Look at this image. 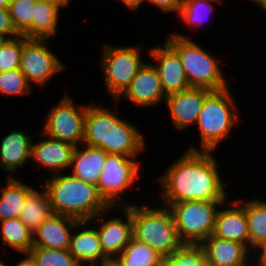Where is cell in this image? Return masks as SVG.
<instances>
[{
    "label": "cell",
    "instance_id": "cell-1",
    "mask_svg": "<svg viewBox=\"0 0 266 266\" xmlns=\"http://www.w3.org/2000/svg\"><path fill=\"white\" fill-rule=\"evenodd\" d=\"M215 152L184 150L183 155L156 178L162 196H159L160 203L170 206L190 200H229Z\"/></svg>",
    "mask_w": 266,
    "mask_h": 266
},
{
    "label": "cell",
    "instance_id": "cell-2",
    "mask_svg": "<svg viewBox=\"0 0 266 266\" xmlns=\"http://www.w3.org/2000/svg\"><path fill=\"white\" fill-rule=\"evenodd\" d=\"M112 111L102 104L87 103L83 144L99 147L108 154L137 158L148 149L145 135L136 124Z\"/></svg>",
    "mask_w": 266,
    "mask_h": 266
},
{
    "label": "cell",
    "instance_id": "cell-3",
    "mask_svg": "<svg viewBox=\"0 0 266 266\" xmlns=\"http://www.w3.org/2000/svg\"><path fill=\"white\" fill-rule=\"evenodd\" d=\"M49 178V179H48ZM54 214L79 221L91 220L110 206L101 197L96 185L84 182L71 173H58L41 178ZM45 180V181H44Z\"/></svg>",
    "mask_w": 266,
    "mask_h": 266
},
{
    "label": "cell",
    "instance_id": "cell-4",
    "mask_svg": "<svg viewBox=\"0 0 266 266\" xmlns=\"http://www.w3.org/2000/svg\"><path fill=\"white\" fill-rule=\"evenodd\" d=\"M231 87L212 91L200 110L196 123L199 131V145L191 144L189 151H215L221 143L230 138L233 130L239 125L237 102ZM198 146V147H197Z\"/></svg>",
    "mask_w": 266,
    "mask_h": 266
},
{
    "label": "cell",
    "instance_id": "cell-5",
    "mask_svg": "<svg viewBox=\"0 0 266 266\" xmlns=\"http://www.w3.org/2000/svg\"><path fill=\"white\" fill-rule=\"evenodd\" d=\"M144 204L138 205L135 202L131 205L133 237L149 245L166 259L183 244L178 237L172 208L163 203L162 206L159 203L156 208L154 205L151 207L150 204Z\"/></svg>",
    "mask_w": 266,
    "mask_h": 266
},
{
    "label": "cell",
    "instance_id": "cell-6",
    "mask_svg": "<svg viewBox=\"0 0 266 266\" xmlns=\"http://www.w3.org/2000/svg\"><path fill=\"white\" fill-rule=\"evenodd\" d=\"M164 40L178 53L191 87L220 91L231 86L216 56L190 36L171 33Z\"/></svg>",
    "mask_w": 266,
    "mask_h": 266
},
{
    "label": "cell",
    "instance_id": "cell-7",
    "mask_svg": "<svg viewBox=\"0 0 266 266\" xmlns=\"http://www.w3.org/2000/svg\"><path fill=\"white\" fill-rule=\"evenodd\" d=\"M102 45L98 63L105 89L116 100L147 61L143 58L142 45L116 46L107 42Z\"/></svg>",
    "mask_w": 266,
    "mask_h": 266
},
{
    "label": "cell",
    "instance_id": "cell-8",
    "mask_svg": "<svg viewBox=\"0 0 266 266\" xmlns=\"http://www.w3.org/2000/svg\"><path fill=\"white\" fill-rule=\"evenodd\" d=\"M226 201L190 200L171 204L178 237L183 244H202L213 234L219 207Z\"/></svg>",
    "mask_w": 266,
    "mask_h": 266
},
{
    "label": "cell",
    "instance_id": "cell-9",
    "mask_svg": "<svg viewBox=\"0 0 266 266\" xmlns=\"http://www.w3.org/2000/svg\"><path fill=\"white\" fill-rule=\"evenodd\" d=\"M141 162L122 154H108L97 188L101 197L110 207H124L134 203H125V194L141 179ZM126 192V193H125Z\"/></svg>",
    "mask_w": 266,
    "mask_h": 266
},
{
    "label": "cell",
    "instance_id": "cell-10",
    "mask_svg": "<svg viewBox=\"0 0 266 266\" xmlns=\"http://www.w3.org/2000/svg\"><path fill=\"white\" fill-rule=\"evenodd\" d=\"M49 109L45 114L41 131L75 147L83 144L87 103L78 105L75 99L65 92Z\"/></svg>",
    "mask_w": 266,
    "mask_h": 266
},
{
    "label": "cell",
    "instance_id": "cell-11",
    "mask_svg": "<svg viewBox=\"0 0 266 266\" xmlns=\"http://www.w3.org/2000/svg\"><path fill=\"white\" fill-rule=\"evenodd\" d=\"M62 62L50 48L48 39H27L23 36L20 71L31 86L45 88L55 75L65 69Z\"/></svg>",
    "mask_w": 266,
    "mask_h": 266
},
{
    "label": "cell",
    "instance_id": "cell-12",
    "mask_svg": "<svg viewBox=\"0 0 266 266\" xmlns=\"http://www.w3.org/2000/svg\"><path fill=\"white\" fill-rule=\"evenodd\" d=\"M117 209L123 210V214L119 217L116 214L112 218H107L108 211ZM106 213V215H105ZM105 216V217H104ZM107 218V219H106ZM95 222V227L100 238L103 254L111 261L115 260L129 244L133 237V221L131 218V205L124 207H110L108 210L99 213L90 220Z\"/></svg>",
    "mask_w": 266,
    "mask_h": 266
},
{
    "label": "cell",
    "instance_id": "cell-13",
    "mask_svg": "<svg viewBox=\"0 0 266 266\" xmlns=\"http://www.w3.org/2000/svg\"><path fill=\"white\" fill-rule=\"evenodd\" d=\"M166 97L158 71L149 61L137 72L125 91L113 101L115 104L113 107L117 112V105L120 104L122 98H125V101H129L140 109L153 108L164 103Z\"/></svg>",
    "mask_w": 266,
    "mask_h": 266
},
{
    "label": "cell",
    "instance_id": "cell-14",
    "mask_svg": "<svg viewBox=\"0 0 266 266\" xmlns=\"http://www.w3.org/2000/svg\"><path fill=\"white\" fill-rule=\"evenodd\" d=\"M211 92L208 88L190 87L166 97L164 103L175 130L185 132L190 126L196 125L205 98Z\"/></svg>",
    "mask_w": 266,
    "mask_h": 266
},
{
    "label": "cell",
    "instance_id": "cell-15",
    "mask_svg": "<svg viewBox=\"0 0 266 266\" xmlns=\"http://www.w3.org/2000/svg\"><path fill=\"white\" fill-rule=\"evenodd\" d=\"M148 55L154 59L152 64L158 71L166 96L191 87L178 53L165 40L163 46L154 44Z\"/></svg>",
    "mask_w": 266,
    "mask_h": 266
},
{
    "label": "cell",
    "instance_id": "cell-16",
    "mask_svg": "<svg viewBox=\"0 0 266 266\" xmlns=\"http://www.w3.org/2000/svg\"><path fill=\"white\" fill-rule=\"evenodd\" d=\"M40 135L43 138L39 141H32L31 145V159L34 161L35 171L38 167L44 168L50 175L69 172L72 156L75 146L62 142L58 139L52 138L42 131ZM37 165V166H36Z\"/></svg>",
    "mask_w": 266,
    "mask_h": 266
},
{
    "label": "cell",
    "instance_id": "cell-17",
    "mask_svg": "<svg viewBox=\"0 0 266 266\" xmlns=\"http://www.w3.org/2000/svg\"><path fill=\"white\" fill-rule=\"evenodd\" d=\"M213 235L221 239L239 242L249 249V231L244 199L238 197V199H230L222 203L216 214Z\"/></svg>",
    "mask_w": 266,
    "mask_h": 266
},
{
    "label": "cell",
    "instance_id": "cell-18",
    "mask_svg": "<svg viewBox=\"0 0 266 266\" xmlns=\"http://www.w3.org/2000/svg\"><path fill=\"white\" fill-rule=\"evenodd\" d=\"M90 220L78 221L72 231L69 252L81 266H95L110 261L102 251L97 229Z\"/></svg>",
    "mask_w": 266,
    "mask_h": 266
},
{
    "label": "cell",
    "instance_id": "cell-19",
    "mask_svg": "<svg viewBox=\"0 0 266 266\" xmlns=\"http://www.w3.org/2000/svg\"><path fill=\"white\" fill-rule=\"evenodd\" d=\"M25 130V131H24ZM9 129L0 142V168L7 174L16 173L31 160L32 135L26 129ZM11 131V132H10Z\"/></svg>",
    "mask_w": 266,
    "mask_h": 266
},
{
    "label": "cell",
    "instance_id": "cell-20",
    "mask_svg": "<svg viewBox=\"0 0 266 266\" xmlns=\"http://www.w3.org/2000/svg\"><path fill=\"white\" fill-rule=\"evenodd\" d=\"M201 245L211 266H251V251L239 242L212 234Z\"/></svg>",
    "mask_w": 266,
    "mask_h": 266
},
{
    "label": "cell",
    "instance_id": "cell-21",
    "mask_svg": "<svg viewBox=\"0 0 266 266\" xmlns=\"http://www.w3.org/2000/svg\"><path fill=\"white\" fill-rule=\"evenodd\" d=\"M79 220L54 214L33 233V247L69 249L72 231Z\"/></svg>",
    "mask_w": 266,
    "mask_h": 266
},
{
    "label": "cell",
    "instance_id": "cell-22",
    "mask_svg": "<svg viewBox=\"0 0 266 266\" xmlns=\"http://www.w3.org/2000/svg\"><path fill=\"white\" fill-rule=\"evenodd\" d=\"M107 155L99 147L81 144L74 150L69 171L78 179L97 186Z\"/></svg>",
    "mask_w": 266,
    "mask_h": 266
},
{
    "label": "cell",
    "instance_id": "cell-23",
    "mask_svg": "<svg viewBox=\"0 0 266 266\" xmlns=\"http://www.w3.org/2000/svg\"><path fill=\"white\" fill-rule=\"evenodd\" d=\"M71 2L37 0L32 16V39H50L58 34L59 18L63 8Z\"/></svg>",
    "mask_w": 266,
    "mask_h": 266
},
{
    "label": "cell",
    "instance_id": "cell-24",
    "mask_svg": "<svg viewBox=\"0 0 266 266\" xmlns=\"http://www.w3.org/2000/svg\"><path fill=\"white\" fill-rule=\"evenodd\" d=\"M7 177V183L0 187V221L19 218L27 195L34 189L33 185L22 182L15 176Z\"/></svg>",
    "mask_w": 266,
    "mask_h": 266
},
{
    "label": "cell",
    "instance_id": "cell-25",
    "mask_svg": "<svg viewBox=\"0 0 266 266\" xmlns=\"http://www.w3.org/2000/svg\"><path fill=\"white\" fill-rule=\"evenodd\" d=\"M36 188L27 195L19 216L32 233L54 215L47 192Z\"/></svg>",
    "mask_w": 266,
    "mask_h": 266
},
{
    "label": "cell",
    "instance_id": "cell-26",
    "mask_svg": "<svg viewBox=\"0 0 266 266\" xmlns=\"http://www.w3.org/2000/svg\"><path fill=\"white\" fill-rule=\"evenodd\" d=\"M0 240L15 253H29L33 247V233L20 218L0 221Z\"/></svg>",
    "mask_w": 266,
    "mask_h": 266
},
{
    "label": "cell",
    "instance_id": "cell-27",
    "mask_svg": "<svg viewBox=\"0 0 266 266\" xmlns=\"http://www.w3.org/2000/svg\"><path fill=\"white\" fill-rule=\"evenodd\" d=\"M164 261L161 254L134 237L114 260L118 266H163Z\"/></svg>",
    "mask_w": 266,
    "mask_h": 266
},
{
    "label": "cell",
    "instance_id": "cell-28",
    "mask_svg": "<svg viewBox=\"0 0 266 266\" xmlns=\"http://www.w3.org/2000/svg\"><path fill=\"white\" fill-rule=\"evenodd\" d=\"M248 221L249 250L266 239V200L256 197L245 201Z\"/></svg>",
    "mask_w": 266,
    "mask_h": 266
},
{
    "label": "cell",
    "instance_id": "cell-29",
    "mask_svg": "<svg viewBox=\"0 0 266 266\" xmlns=\"http://www.w3.org/2000/svg\"><path fill=\"white\" fill-rule=\"evenodd\" d=\"M224 0H184L182 8L179 10L177 19L179 18L189 29H198L205 23V20L213 15L214 4L223 5Z\"/></svg>",
    "mask_w": 266,
    "mask_h": 266
},
{
    "label": "cell",
    "instance_id": "cell-30",
    "mask_svg": "<svg viewBox=\"0 0 266 266\" xmlns=\"http://www.w3.org/2000/svg\"><path fill=\"white\" fill-rule=\"evenodd\" d=\"M37 0H10L9 14L17 33L32 39V16Z\"/></svg>",
    "mask_w": 266,
    "mask_h": 266
},
{
    "label": "cell",
    "instance_id": "cell-31",
    "mask_svg": "<svg viewBox=\"0 0 266 266\" xmlns=\"http://www.w3.org/2000/svg\"><path fill=\"white\" fill-rule=\"evenodd\" d=\"M163 266H211L201 244H182L169 255Z\"/></svg>",
    "mask_w": 266,
    "mask_h": 266
},
{
    "label": "cell",
    "instance_id": "cell-32",
    "mask_svg": "<svg viewBox=\"0 0 266 266\" xmlns=\"http://www.w3.org/2000/svg\"><path fill=\"white\" fill-rule=\"evenodd\" d=\"M29 253L37 266H81L69 249L32 247Z\"/></svg>",
    "mask_w": 266,
    "mask_h": 266
},
{
    "label": "cell",
    "instance_id": "cell-33",
    "mask_svg": "<svg viewBox=\"0 0 266 266\" xmlns=\"http://www.w3.org/2000/svg\"><path fill=\"white\" fill-rule=\"evenodd\" d=\"M20 69L0 72V94L5 98L27 96L33 91Z\"/></svg>",
    "mask_w": 266,
    "mask_h": 266
},
{
    "label": "cell",
    "instance_id": "cell-34",
    "mask_svg": "<svg viewBox=\"0 0 266 266\" xmlns=\"http://www.w3.org/2000/svg\"><path fill=\"white\" fill-rule=\"evenodd\" d=\"M23 36L5 39L0 44V72L20 69Z\"/></svg>",
    "mask_w": 266,
    "mask_h": 266
},
{
    "label": "cell",
    "instance_id": "cell-35",
    "mask_svg": "<svg viewBox=\"0 0 266 266\" xmlns=\"http://www.w3.org/2000/svg\"><path fill=\"white\" fill-rule=\"evenodd\" d=\"M20 35L15 30L8 8H0V38L13 39Z\"/></svg>",
    "mask_w": 266,
    "mask_h": 266
},
{
    "label": "cell",
    "instance_id": "cell-36",
    "mask_svg": "<svg viewBox=\"0 0 266 266\" xmlns=\"http://www.w3.org/2000/svg\"><path fill=\"white\" fill-rule=\"evenodd\" d=\"M184 0H145L146 2H150L164 14L175 12L178 14L179 10L182 8Z\"/></svg>",
    "mask_w": 266,
    "mask_h": 266
},
{
    "label": "cell",
    "instance_id": "cell-37",
    "mask_svg": "<svg viewBox=\"0 0 266 266\" xmlns=\"http://www.w3.org/2000/svg\"><path fill=\"white\" fill-rule=\"evenodd\" d=\"M251 261H266V239L252 249Z\"/></svg>",
    "mask_w": 266,
    "mask_h": 266
},
{
    "label": "cell",
    "instance_id": "cell-38",
    "mask_svg": "<svg viewBox=\"0 0 266 266\" xmlns=\"http://www.w3.org/2000/svg\"><path fill=\"white\" fill-rule=\"evenodd\" d=\"M121 4H124L128 11H138L141 8V5L145 3V0H119Z\"/></svg>",
    "mask_w": 266,
    "mask_h": 266
},
{
    "label": "cell",
    "instance_id": "cell-39",
    "mask_svg": "<svg viewBox=\"0 0 266 266\" xmlns=\"http://www.w3.org/2000/svg\"><path fill=\"white\" fill-rule=\"evenodd\" d=\"M21 255L24 257L20 261L16 263V265L12 266H37L35 260L32 258L30 253H21ZM11 266V265H10Z\"/></svg>",
    "mask_w": 266,
    "mask_h": 266
},
{
    "label": "cell",
    "instance_id": "cell-40",
    "mask_svg": "<svg viewBox=\"0 0 266 266\" xmlns=\"http://www.w3.org/2000/svg\"><path fill=\"white\" fill-rule=\"evenodd\" d=\"M249 2H253L257 6H260V9L262 8L264 12H266V0H247Z\"/></svg>",
    "mask_w": 266,
    "mask_h": 266
},
{
    "label": "cell",
    "instance_id": "cell-41",
    "mask_svg": "<svg viewBox=\"0 0 266 266\" xmlns=\"http://www.w3.org/2000/svg\"><path fill=\"white\" fill-rule=\"evenodd\" d=\"M251 266H266V261H251Z\"/></svg>",
    "mask_w": 266,
    "mask_h": 266
},
{
    "label": "cell",
    "instance_id": "cell-42",
    "mask_svg": "<svg viewBox=\"0 0 266 266\" xmlns=\"http://www.w3.org/2000/svg\"><path fill=\"white\" fill-rule=\"evenodd\" d=\"M95 266H118L113 260Z\"/></svg>",
    "mask_w": 266,
    "mask_h": 266
},
{
    "label": "cell",
    "instance_id": "cell-43",
    "mask_svg": "<svg viewBox=\"0 0 266 266\" xmlns=\"http://www.w3.org/2000/svg\"><path fill=\"white\" fill-rule=\"evenodd\" d=\"M10 0H0V8H8Z\"/></svg>",
    "mask_w": 266,
    "mask_h": 266
},
{
    "label": "cell",
    "instance_id": "cell-44",
    "mask_svg": "<svg viewBox=\"0 0 266 266\" xmlns=\"http://www.w3.org/2000/svg\"><path fill=\"white\" fill-rule=\"evenodd\" d=\"M43 1H50V2H72V0H43Z\"/></svg>",
    "mask_w": 266,
    "mask_h": 266
},
{
    "label": "cell",
    "instance_id": "cell-45",
    "mask_svg": "<svg viewBox=\"0 0 266 266\" xmlns=\"http://www.w3.org/2000/svg\"><path fill=\"white\" fill-rule=\"evenodd\" d=\"M5 260H1L0 258V266H10L8 263L4 262Z\"/></svg>",
    "mask_w": 266,
    "mask_h": 266
},
{
    "label": "cell",
    "instance_id": "cell-46",
    "mask_svg": "<svg viewBox=\"0 0 266 266\" xmlns=\"http://www.w3.org/2000/svg\"><path fill=\"white\" fill-rule=\"evenodd\" d=\"M5 39H3V38H0V44L4 41Z\"/></svg>",
    "mask_w": 266,
    "mask_h": 266
}]
</instances>
